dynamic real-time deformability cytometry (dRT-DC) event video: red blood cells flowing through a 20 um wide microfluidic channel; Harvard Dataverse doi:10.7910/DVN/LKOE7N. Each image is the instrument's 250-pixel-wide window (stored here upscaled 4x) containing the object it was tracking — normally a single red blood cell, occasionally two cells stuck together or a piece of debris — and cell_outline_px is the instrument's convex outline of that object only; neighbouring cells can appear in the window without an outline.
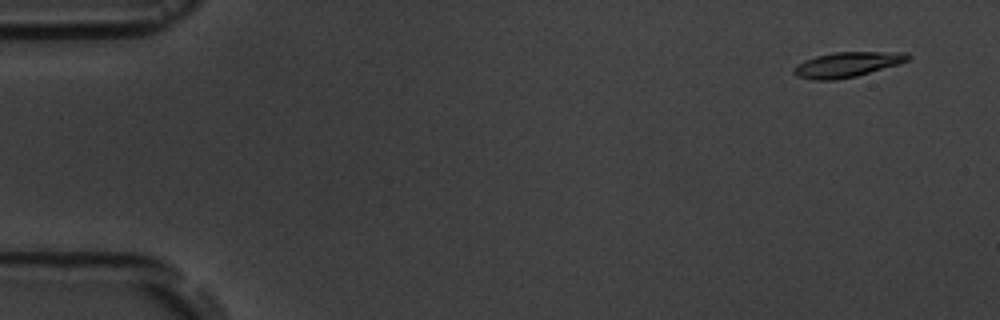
{"species": "common noctule bat (a hibernating species)", "species_latin": "Nyctalus noctula", "temperature_condition": "room temperature", "stored_images_in_passage": 5, "camera_frame_rate_fps": 3000, "um_per_image_px": 0.085, "animal": {"sex": "male", "body_mass_g": 19.5, "forearm_length_mm": 54.6}, "frame": {"image": 1, "passage_image": 2, "time_ms": 1.0, "image_size_px": [1000, 320], "cell_outline_px": [[912, 56], [908, 60], [900, 64], [856, 76], [836, 80], [812, 80], [796, 76], [792, 72], [804, 60], [816, 56], [832, 52], [908, 52]], "centroid_in_image_um": [72.05, 5.48], "position_along_channel_um": 13.0, "area_um2": 16.7}}
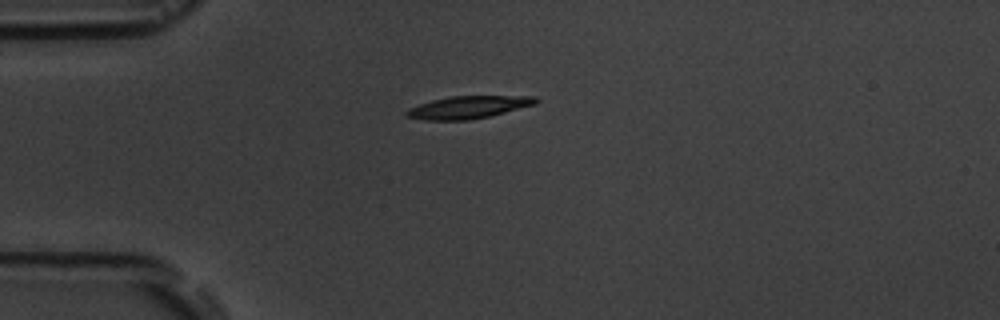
{"frame": {"image": 2, "passage_image": 5, "time_ms": 4.667, "image_size_px": [1000, 320], "cell_outline_px": [[540, 100], [536, 104], [488, 116], [468, 120], [424, 120], [408, 116], [404, 112], [408, 108], [432, 100], [452, 96], [536, 96]], "centroid_in_image_um": [39.82, 9.11], "position_along_channel_um": 45.2, "area_um2": 16.76}}